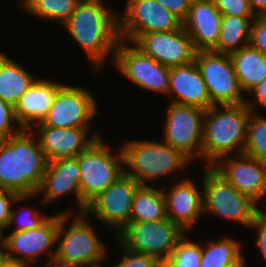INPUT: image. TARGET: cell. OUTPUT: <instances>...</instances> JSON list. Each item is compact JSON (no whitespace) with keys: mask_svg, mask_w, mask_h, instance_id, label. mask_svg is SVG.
Wrapping results in <instances>:
<instances>
[{"mask_svg":"<svg viewBox=\"0 0 266 267\" xmlns=\"http://www.w3.org/2000/svg\"><path fill=\"white\" fill-rule=\"evenodd\" d=\"M77 46L85 51L94 71H102L120 40L118 14L102 0H80L75 11L62 25Z\"/></svg>","mask_w":266,"mask_h":267,"instance_id":"6da1fadb","label":"cell"},{"mask_svg":"<svg viewBox=\"0 0 266 267\" xmlns=\"http://www.w3.org/2000/svg\"><path fill=\"white\" fill-rule=\"evenodd\" d=\"M47 164L45 153L31 129L0 140V189L19 196H36Z\"/></svg>","mask_w":266,"mask_h":267,"instance_id":"7a4b0ae2","label":"cell"},{"mask_svg":"<svg viewBox=\"0 0 266 267\" xmlns=\"http://www.w3.org/2000/svg\"><path fill=\"white\" fill-rule=\"evenodd\" d=\"M251 112L246 103L214 105L205 110L202 134L204 166H212L222 157L243 153Z\"/></svg>","mask_w":266,"mask_h":267,"instance_id":"3957f363","label":"cell"},{"mask_svg":"<svg viewBox=\"0 0 266 267\" xmlns=\"http://www.w3.org/2000/svg\"><path fill=\"white\" fill-rule=\"evenodd\" d=\"M122 150L124 172L141 185H147L160 177L176 173L182 168H187L191 163L180 151L164 141L129 140L124 142ZM126 167L130 170L127 171Z\"/></svg>","mask_w":266,"mask_h":267,"instance_id":"277c9868","label":"cell"},{"mask_svg":"<svg viewBox=\"0 0 266 267\" xmlns=\"http://www.w3.org/2000/svg\"><path fill=\"white\" fill-rule=\"evenodd\" d=\"M72 212L69 209L59 213L55 258L85 267H103V260L107 256L106 245L86 220L85 212L74 216ZM71 216V224L65 227Z\"/></svg>","mask_w":266,"mask_h":267,"instance_id":"5b68a950","label":"cell"},{"mask_svg":"<svg viewBox=\"0 0 266 267\" xmlns=\"http://www.w3.org/2000/svg\"><path fill=\"white\" fill-rule=\"evenodd\" d=\"M203 173V212L249 227L262 212L248 196L241 194L212 166Z\"/></svg>","mask_w":266,"mask_h":267,"instance_id":"8992f818","label":"cell"},{"mask_svg":"<svg viewBox=\"0 0 266 267\" xmlns=\"http://www.w3.org/2000/svg\"><path fill=\"white\" fill-rule=\"evenodd\" d=\"M103 140L101 136L76 157L80 168L81 213L92 199L124 173L122 147L113 154Z\"/></svg>","mask_w":266,"mask_h":267,"instance_id":"52a82bcc","label":"cell"},{"mask_svg":"<svg viewBox=\"0 0 266 267\" xmlns=\"http://www.w3.org/2000/svg\"><path fill=\"white\" fill-rule=\"evenodd\" d=\"M185 234L178 224L167 217L157 221L129 222L115 236L117 244L124 248L165 261Z\"/></svg>","mask_w":266,"mask_h":267,"instance_id":"ba28073f","label":"cell"},{"mask_svg":"<svg viewBox=\"0 0 266 267\" xmlns=\"http://www.w3.org/2000/svg\"><path fill=\"white\" fill-rule=\"evenodd\" d=\"M194 62L204 79L213 105L246 103L229 54L196 51Z\"/></svg>","mask_w":266,"mask_h":267,"instance_id":"9c48e42d","label":"cell"},{"mask_svg":"<svg viewBox=\"0 0 266 267\" xmlns=\"http://www.w3.org/2000/svg\"><path fill=\"white\" fill-rule=\"evenodd\" d=\"M112 62L137 87L150 93L168 95L170 68L144 54L133 43L120 39Z\"/></svg>","mask_w":266,"mask_h":267,"instance_id":"30bf717a","label":"cell"},{"mask_svg":"<svg viewBox=\"0 0 266 267\" xmlns=\"http://www.w3.org/2000/svg\"><path fill=\"white\" fill-rule=\"evenodd\" d=\"M124 12L118 15L121 40L133 43L141 34L178 30L182 21L157 0H126Z\"/></svg>","mask_w":266,"mask_h":267,"instance_id":"8fae6325","label":"cell"},{"mask_svg":"<svg viewBox=\"0 0 266 267\" xmlns=\"http://www.w3.org/2000/svg\"><path fill=\"white\" fill-rule=\"evenodd\" d=\"M58 226L59 213L49 216L37 228L10 232L6 237L3 234L4 258L27 267L36 264L37 258L44 253H49L48 260L52 259L56 254V247L53 246L57 245Z\"/></svg>","mask_w":266,"mask_h":267,"instance_id":"7c38bea8","label":"cell"},{"mask_svg":"<svg viewBox=\"0 0 266 267\" xmlns=\"http://www.w3.org/2000/svg\"><path fill=\"white\" fill-rule=\"evenodd\" d=\"M204 113V109L172 102L166 113L163 141L191 162L202 157Z\"/></svg>","mask_w":266,"mask_h":267,"instance_id":"4fadbf2b","label":"cell"},{"mask_svg":"<svg viewBox=\"0 0 266 267\" xmlns=\"http://www.w3.org/2000/svg\"><path fill=\"white\" fill-rule=\"evenodd\" d=\"M99 104L92 93L82 86L62 85L50 110L35 125L66 128H90V122L98 114Z\"/></svg>","mask_w":266,"mask_h":267,"instance_id":"5bb4252c","label":"cell"},{"mask_svg":"<svg viewBox=\"0 0 266 267\" xmlns=\"http://www.w3.org/2000/svg\"><path fill=\"white\" fill-rule=\"evenodd\" d=\"M141 186L125 172L86 206L85 213L93 214L118 234L130 221L133 198Z\"/></svg>","mask_w":266,"mask_h":267,"instance_id":"9a60e30c","label":"cell"},{"mask_svg":"<svg viewBox=\"0 0 266 267\" xmlns=\"http://www.w3.org/2000/svg\"><path fill=\"white\" fill-rule=\"evenodd\" d=\"M133 44L169 68L193 62L196 54L192 39L182 26L169 32L141 34Z\"/></svg>","mask_w":266,"mask_h":267,"instance_id":"2e32d148","label":"cell"},{"mask_svg":"<svg viewBox=\"0 0 266 267\" xmlns=\"http://www.w3.org/2000/svg\"><path fill=\"white\" fill-rule=\"evenodd\" d=\"M212 167L256 204L266 195V164L244 153L220 158Z\"/></svg>","mask_w":266,"mask_h":267,"instance_id":"e0dca14e","label":"cell"},{"mask_svg":"<svg viewBox=\"0 0 266 267\" xmlns=\"http://www.w3.org/2000/svg\"><path fill=\"white\" fill-rule=\"evenodd\" d=\"M31 130L37 136L48 161L75 158L101 137L97 132L88 137L89 128L34 125Z\"/></svg>","mask_w":266,"mask_h":267,"instance_id":"ac0fdd59","label":"cell"},{"mask_svg":"<svg viewBox=\"0 0 266 267\" xmlns=\"http://www.w3.org/2000/svg\"><path fill=\"white\" fill-rule=\"evenodd\" d=\"M222 14L213 0H192L182 27L192 39L196 51H211L218 42Z\"/></svg>","mask_w":266,"mask_h":267,"instance_id":"d6986e66","label":"cell"},{"mask_svg":"<svg viewBox=\"0 0 266 267\" xmlns=\"http://www.w3.org/2000/svg\"><path fill=\"white\" fill-rule=\"evenodd\" d=\"M42 193L43 204H52L54 200L73 193L81 213L80 168L78 159L60 158L48 161L46 171L37 194Z\"/></svg>","mask_w":266,"mask_h":267,"instance_id":"ffe728a7","label":"cell"},{"mask_svg":"<svg viewBox=\"0 0 266 267\" xmlns=\"http://www.w3.org/2000/svg\"><path fill=\"white\" fill-rule=\"evenodd\" d=\"M167 217L185 232L193 229L203 212V191L189 178L175 182L170 190H164Z\"/></svg>","mask_w":266,"mask_h":267,"instance_id":"44dd1931","label":"cell"},{"mask_svg":"<svg viewBox=\"0 0 266 267\" xmlns=\"http://www.w3.org/2000/svg\"><path fill=\"white\" fill-rule=\"evenodd\" d=\"M168 95L173 96L170 102L176 104L194 106L204 110L214 106L205 81L194 61L170 67Z\"/></svg>","mask_w":266,"mask_h":267,"instance_id":"7402d4cb","label":"cell"},{"mask_svg":"<svg viewBox=\"0 0 266 267\" xmlns=\"http://www.w3.org/2000/svg\"><path fill=\"white\" fill-rule=\"evenodd\" d=\"M62 83L37 79L14 106L16 119L23 129H31L41 122L50 110Z\"/></svg>","mask_w":266,"mask_h":267,"instance_id":"603a6c76","label":"cell"},{"mask_svg":"<svg viewBox=\"0 0 266 267\" xmlns=\"http://www.w3.org/2000/svg\"><path fill=\"white\" fill-rule=\"evenodd\" d=\"M243 93H249L266 77V56L250 44L230 54Z\"/></svg>","mask_w":266,"mask_h":267,"instance_id":"cb8c5ba5","label":"cell"},{"mask_svg":"<svg viewBox=\"0 0 266 267\" xmlns=\"http://www.w3.org/2000/svg\"><path fill=\"white\" fill-rule=\"evenodd\" d=\"M36 80L31 72L0 52V99L15 106Z\"/></svg>","mask_w":266,"mask_h":267,"instance_id":"d4e9b609","label":"cell"},{"mask_svg":"<svg viewBox=\"0 0 266 267\" xmlns=\"http://www.w3.org/2000/svg\"><path fill=\"white\" fill-rule=\"evenodd\" d=\"M156 188V189H155ZM167 218L163 189L141 185L135 192L129 222L157 221Z\"/></svg>","mask_w":266,"mask_h":267,"instance_id":"484cf974","label":"cell"},{"mask_svg":"<svg viewBox=\"0 0 266 267\" xmlns=\"http://www.w3.org/2000/svg\"><path fill=\"white\" fill-rule=\"evenodd\" d=\"M254 18L222 15L219 39L212 51L230 55L249 45Z\"/></svg>","mask_w":266,"mask_h":267,"instance_id":"4316f807","label":"cell"},{"mask_svg":"<svg viewBox=\"0 0 266 267\" xmlns=\"http://www.w3.org/2000/svg\"><path fill=\"white\" fill-rule=\"evenodd\" d=\"M242 245L230 238H220L202 246L200 267H238L245 262Z\"/></svg>","mask_w":266,"mask_h":267,"instance_id":"83f0119b","label":"cell"},{"mask_svg":"<svg viewBox=\"0 0 266 267\" xmlns=\"http://www.w3.org/2000/svg\"><path fill=\"white\" fill-rule=\"evenodd\" d=\"M80 0H21L19 4L27 13L62 26L75 11Z\"/></svg>","mask_w":266,"mask_h":267,"instance_id":"f1b7e54d","label":"cell"},{"mask_svg":"<svg viewBox=\"0 0 266 267\" xmlns=\"http://www.w3.org/2000/svg\"><path fill=\"white\" fill-rule=\"evenodd\" d=\"M244 154L266 164V118L251 112L247 122Z\"/></svg>","mask_w":266,"mask_h":267,"instance_id":"f546056e","label":"cell"},{"mask_svg":"<svg viewBox=\"0 0 266 267\" xmlns=\"http://www.w3.org/2000/svg\"><path fill=\"white\" fill-rule=\"evenodd\" d=\"M202 245L185 236L177 243L172 254L165 260L169 267H200Z\"/></svg>","mask_w":266,"mask_h":267,"instance_id":"4dcf8cb0","label":"cell"},{"mask_svg":"<svg viewBox=\"0 0 266 267\" xmlns=\"http://www.w3.org/2000/svg\"><path fill=\"white\" fill-rule=\"evenodd\" d=\"M20 212L18 214V212H15L14 209H11L10 220L6 229H9L11 225L13 226V224L17 225L12 232L34 229L41 225L49 217V215L45 216L44 213L40 214L38 210L29 207L28 209L22 208Z\"/></svg>","mask_w":266,"mask_h":267,"instance_id":"1f68e13d","label":"cell"},{"mask_svg":"<svg viewBox=\"0 0 266 267\" xmlns=\"http://www.w3.org/2000/svg\"><path fill=\"white\" fill-rule=\"evenodd\" d=\"M22 130L16 119L14 106L0 99V140L16 135Z\"/></svg>","mask_w":266,"mask_h":267,"instance_id":"d6a6232c","label":"cell"},{"mask_svg":"<svg viewBox=\"0 0 266 267\" xmlns=\"http://www.w3.org/2000/svg\"><path fill=\"white\" fill-rule=\"evenodd\" d=\"M122 248L123 257L119 263L113 267H158L162 262L159 258L152 255L136 252L128 248Z\"/></svg>","mask_w":266,"mask_h":267,"instance_id":"836d02e7","label":"cell"},{"mask_svg":"<svg viewBox=\"0 0 266 267\" xmlns=\"http://www.w3.org/2000/svg\"><path fill=\"white\" fill-rule=\"evenodd\" d=\"M30 197H34L33 195H23L19 196L18 194L0 189V230L3 232V230H6L7 225L10 220V214L12 205L16 203H20L21 201H24Z\"/></svg>","mask_w":266,"mask_h":267,"instance_id":"e575fe53","label":"cell"},{"mask_svg":"<svg viewBox=\"0 0 266 267\" xmlns=\"http://www.w3.org/2000/svg\"><path fill=\"white\" fill-rule=\"evenodd\" d=\"M222 15L239 17H256L249 6L248 0H213Z\"/></svg>","mask_w":266,"mask_h":267,"instance_id":"d590c367","label":"cell"},{"mask_svg":"<svg viewBox=\"0 0 266 267\" xmlns=\"http://www.w3.org/2000/svg\"><path fill=\"white\" fill-rule=\"evenodd\" d=\"M249 44L266 56V15H256L254 18Z\"/></svg>","mask_w":266,"mask_h":267,"instance_id":"8d00e7d4","label":"cell"},{"mask_svg":"<svg viewBox=\"0 0 266 267\" xmlns=\"http://www.w3.org/2000/svg\"><path fill=\"white\" fill-rule=\"evenodd\" d=\"M249 228H254L258 231L257 238H255L257 242V246L259 247L260 253L264 260L266 261V212L263 211L255 218L253 223L249 226Z\"/></svg>","mask_w":266,"mask_h":267,"instance_id":"74e56055","label":"cell"},{"mask_svg":"<svg viewBox=\"0 0 266 267\" xmlns=\"http://www.w3.org/2000/svg\"><path fill=\"white\" fill-rule=\"evenodd\" d=\"M163 7L170 10L181 21H183L189 12L192 0H157Z\"/></svg>","mask_w":266,"mask_h":267,"instance_id":"f35d334b","label":"cell"},{"mask_svg":"<svg viewBox=\"0 0 266 267\" xmlns=\"http://www.w3.org/2000/svg\"><path fill=\"white\" fill-rule=\"evenodd\" d=\"M249 94L253 98L252 99L253 102L246 100V105L252 110V112H254V110H256L255 108H256L257 104H258V106L262 105V107L266 109V77L257 86H255L249 92Z\"/></svg>","mask_w":266,"mask_h":267,"instance_id":"ab89813d","label":"cell"},{"mask_svg":"<svg viewBox=\"0 0 266 267\" xmlns=\"http://www.w3.org/2000/svg\"><path fill=\"white\" fill-rule=\"evenodd\" d=\"M255 15H266V0H248Z\"/></svg>","mask_w":266,"mask_h":267,"instance_id":"60d3db41","label":"cell"},{"mask_svg":"<svg viewBox=\"0 0 266 267\" xmlns=\"http://www.w3.org/2000/svg\"><path fill=\"white\" fill-rule=\"evenodd\" d=\"M46 266H48V267H85L81 264L65 262V261L59 260L55 257L48 260L46 263Z\"/></svg>","mask_w":266,"mask_h":267,"instance_id":"b9f144b4","label":"cell"},{"mask_svg":"<svg viewBox=\"0 0 266 267\" xmlns=\"http://www.w3.org/2000/svg\"><path fill=\"white\" fill-rule=\"evenodd\" d=\"M0 267H27V266H25L24 264L15 262L13 260H9V259L3 258L0 261Z\"/></svg>","mask_w":266,"mask_h":267,"instance_id":"7bdbcfd3","label":"cell"},{"mask_svg":"<svg viewBox=\"0 0 266 267\" xmlns=\"http://www.w3.org/2000/svg\"><path fill=\"white\" fill-rule=\"evenodd\" d=\"M2 237H3V232L0 230V250H3V247H2Z\"/></svg>","mask_w":266,"mask_h":267,"instance_id":"ee69618b","label":"cell"},{"mask_svg":"<svg viewBox=\"0 0 266 267\" xmlns=\"http://www.w3.org/2000/svg\"><path fill=\"white\" fill-rule=\"evenodd\" d=\"M158 267H169V266L165 263V261H162V262L158 265Z\"/></svg>","mask_w":266,"mask_h":267,"instance_id":"f6af8a7d","label":"cell"},{"mask_svg":"<svg viewBox=\"0 0 266 267\" xmlns=\"http://www.w3.org/2000/svg\"><path fill=\"white\" fill-rule=\"evenodd\" d=\"M4 258V251L0 250V261Z\"/></svg>","mask_w":266,"mask_h":267,"instance_id":"bcb514c9","label":"cell"},{"mask_svg":"<svg viewBox=\"0 0 266 267\" xmlns=\"http://www.w3.org/2000/svg\"><path fill=\"white\" fill-rule=\"evenodd\" d=\"M245 263H246V261H245L244 263H242V264H241L240 266H238V267H247Z\"/></svg>","mask_w":266,"mask_h":267,"instance_id":"7dc6e473","label":"cell"}]
</instances>
